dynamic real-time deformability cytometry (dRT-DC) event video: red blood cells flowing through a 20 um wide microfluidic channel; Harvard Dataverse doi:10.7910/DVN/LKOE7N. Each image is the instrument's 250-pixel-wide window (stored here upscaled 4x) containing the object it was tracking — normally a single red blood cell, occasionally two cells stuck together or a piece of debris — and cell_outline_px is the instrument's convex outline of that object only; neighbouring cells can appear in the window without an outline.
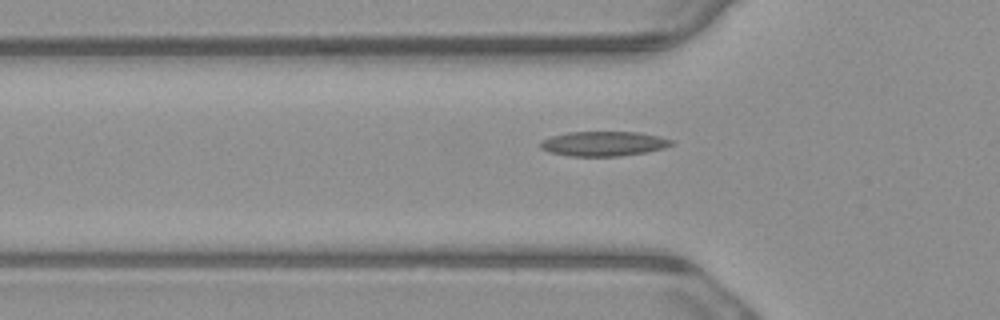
{"species": "common noctule bat (a hibernating species)", "species_latin": "Nyctalus noctula", "temperature_condition": "warm", "stored_images_in_passage": 7, "segment_of_instrument_passage": [2, 2], "camera_frame_rate_fps": 3000, "um_per_image_px": 0.085, "animal": {"sex": "male", "body_mass_g": 23.1, "forearm_length_mm": 52.7}, "frame": {"image": 1, "passage_image": 7, "time_ms": 2.0, "image_size_px": [1000, 320], "cell_outline_px": [[676, 144], [664, 148], [644, 152], [620, 156], [568, 156], [548, 152], [540, 148], [540, 140], [552, 136], [568, 132], [640, 132], [660, 136], [676, 140]], "centroid_in_image_um": [51.33, 12.21], "position_along_channel_um": 74.5, "area_um2": 19.13}}